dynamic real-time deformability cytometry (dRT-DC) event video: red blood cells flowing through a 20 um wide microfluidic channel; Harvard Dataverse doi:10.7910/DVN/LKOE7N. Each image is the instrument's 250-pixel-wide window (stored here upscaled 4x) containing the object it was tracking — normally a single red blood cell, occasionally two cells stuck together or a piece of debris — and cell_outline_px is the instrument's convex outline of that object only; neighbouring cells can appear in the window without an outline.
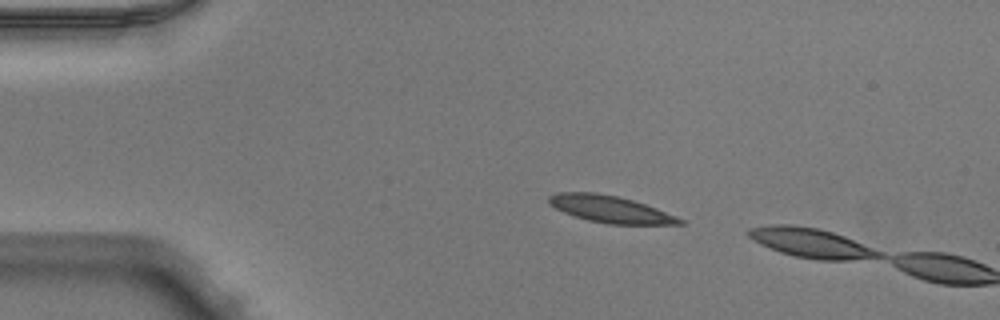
{"species": "Egyptian fruit bat (a non-hibernating species)", "species_latin": "Rousettus aegyptiacus", "temperature_condition": "warm", "stored_images_in_passage": 9, "camera_frame_rate_fps": 3000, "um_per_image_px": 0.085, "animal": {"sex": "male"}, "frame": {"image": 1, "passage_image": 7, "time_ms": 2.0, "image_size_px": [1000, 320], "cell_outline_px": [[688, 224], [608, 224], [588, 220], [564, 212], [548, 204], [548, 196], [556, 192], [596, 192], [616, 196], [632, 200], [656, 208], [676, 216], [684, 220]], "centroid_in_image_um": [51.86, 17.77], "position_along_channel_um": 33.1, "area_um2": 20.4}}